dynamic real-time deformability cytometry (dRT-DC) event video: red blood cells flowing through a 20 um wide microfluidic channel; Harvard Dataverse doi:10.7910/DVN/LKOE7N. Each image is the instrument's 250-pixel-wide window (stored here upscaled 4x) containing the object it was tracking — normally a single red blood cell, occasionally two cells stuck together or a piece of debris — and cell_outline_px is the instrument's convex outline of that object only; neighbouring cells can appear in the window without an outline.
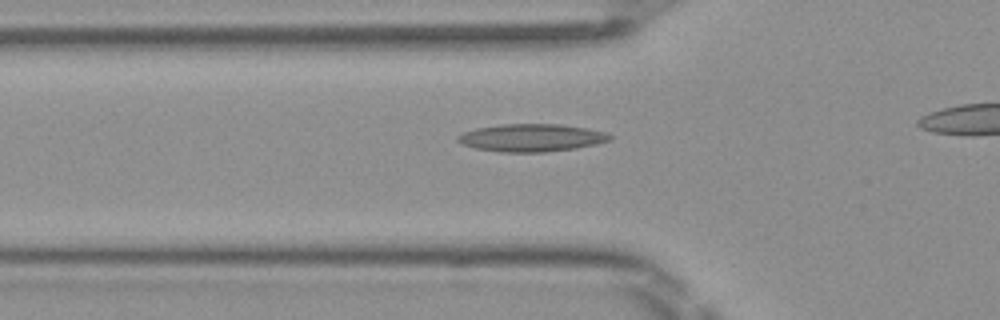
{"species": "Egyptian fruit bat (a non-hibernating species)", "species_latin": "Rousettus aegyptiacus", "temperature_condition": "room temperature", "stored_images_in_passage": 36, "camera_frame_rate_fps": 3000, "um_per_image_px": 0.085, "frame": {"image": 1, "passage_image": 12, "time_ms": 3.667, "image_size_px": [1000, 320], "cell_outline_px": [[612, 140], [596, 144], [576, 148], [544, 152], [500, 152], [476, 148], [464, 144], [456, 140], [456, 136], [464, 132], [476, 128], [500, 124], [560, 124], [588, 128], [604, 132], [612, 136]], "centroid_in_image_um": [45.19, 11.7], "position_along_channel_um": 80.6, "area_um2": 24.51}}
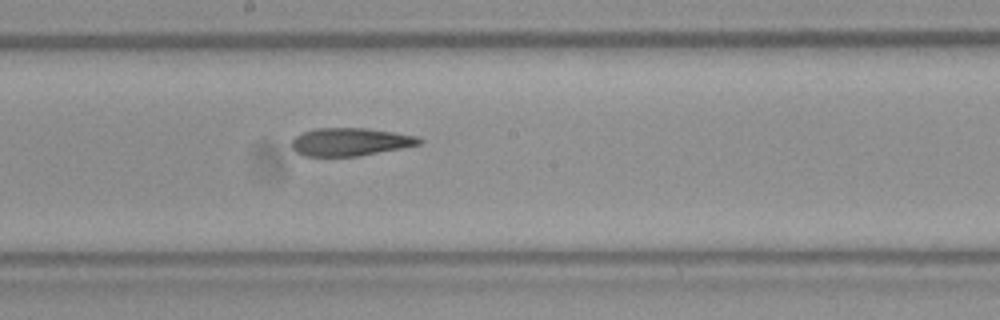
{"frame": {"image": 2, "passage_image": 22, "time_ms": 7.0, "image_size_px": [1000, 320], "cell_outline_px": [[424, 140], [420, 144], [360, 156], [304, 156], [296, 152], [292, 148], [292, 140], [296, 136], [304, 132], [316, 128], [368, 128], [416, 136]], "centroid_in_image_um": [29.75, 12.06], "position_along_channel_um": 218.4, "area_um2": 20.63}}
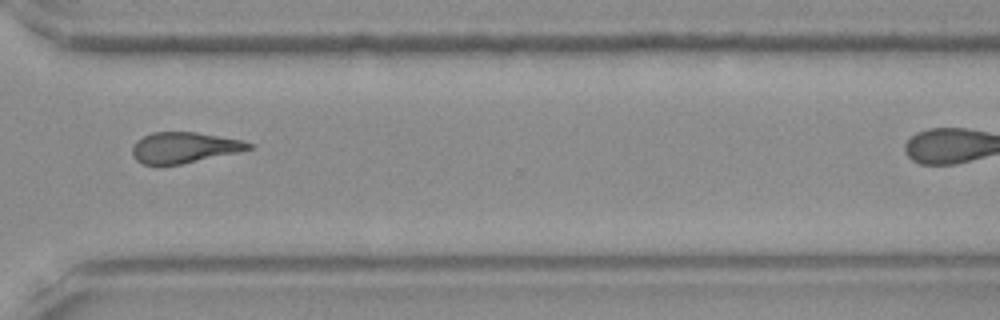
{"frame": {"image": 3, "passage_image": 32, "time_ms": 10.333, "image_size_px": [1000, 320], "cell_outline_px": [[252, 148], [236, 152], [180, 164], [144, 164], [136, 160], [132, 156], [132, 148], [136, 140], [152, 132], [196, 132], [240, 140], [252, 144]], "centroid_in_image_um": [15.59, 12.53], "position_along_channel_um": 355.0, "area_um2": 20.46}}